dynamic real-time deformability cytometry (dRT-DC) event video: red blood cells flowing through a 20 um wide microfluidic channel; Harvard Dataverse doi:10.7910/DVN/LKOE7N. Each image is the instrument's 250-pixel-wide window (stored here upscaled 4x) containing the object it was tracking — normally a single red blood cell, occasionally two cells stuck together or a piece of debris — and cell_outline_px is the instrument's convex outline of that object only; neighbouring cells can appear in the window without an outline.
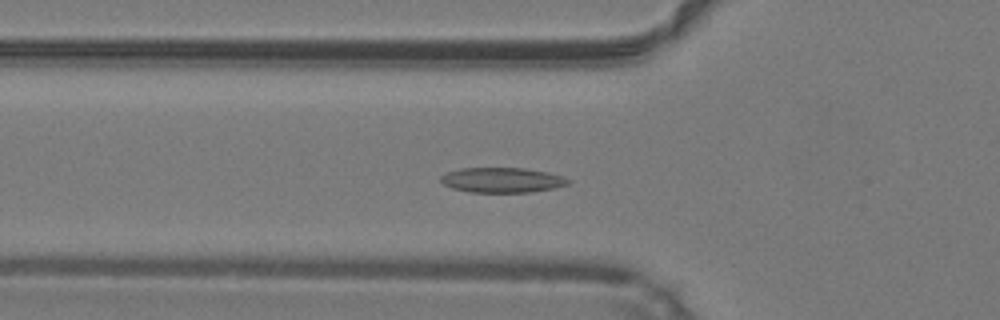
{"species": "common noctule bat (a hibernating species)", "species_latin": "Nyctalus noctula", "temperature_condition": "warm", "stored_images_in_passage": 45, "camera_frame_rate_fps": 3000, "um_per_image_px": 0.085, "animal": {"sex": "male", "body_mass_g": 19.2, "forearm_length_mm": 51.8}, "frame": {"image": 1, "passage_image": 13, "time_ms": 4.0, "image_size_px": [1000, 320], "cell_outline_px": [[572, 180], [568, 184], [556, 188], [532, 192], [468, 192], [452, 188], [444, 184], [440, 180], [440, 176], [448, 172], [460, 168], [524, 168], [548, 172]], "centroid_in_image_um": [42.69, 15.31], "position_along_channel_um": 83.1, "area_um2": 18.61}}
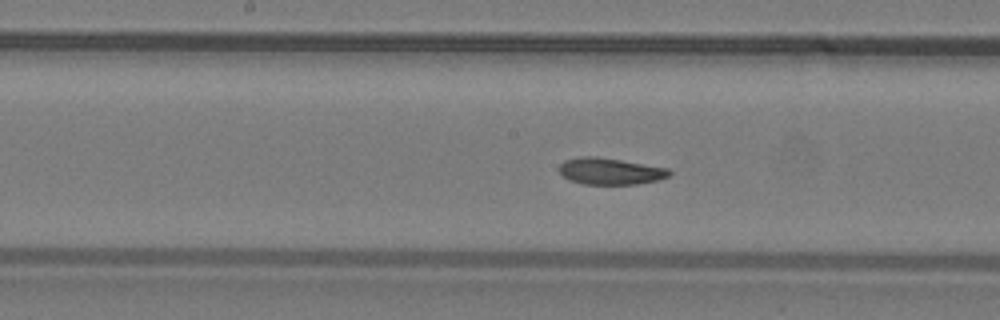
{"frame": {"image": 2, "passage_image": 21, "time_ms": 6.667, "image_size_px": [1000, 320], "cell_outline_px": [[672, 172], [668, 176], [660, 180], [636, 184], [584, 184], [568, 180], [560, 172], [560, 164], [564, 160], [580, 156], [596, 156], [668, 168]], "centroid_in_image_um": [51.86, 14.55], "position_along_channel_um": 196.3, "area_um2": 17.05}}
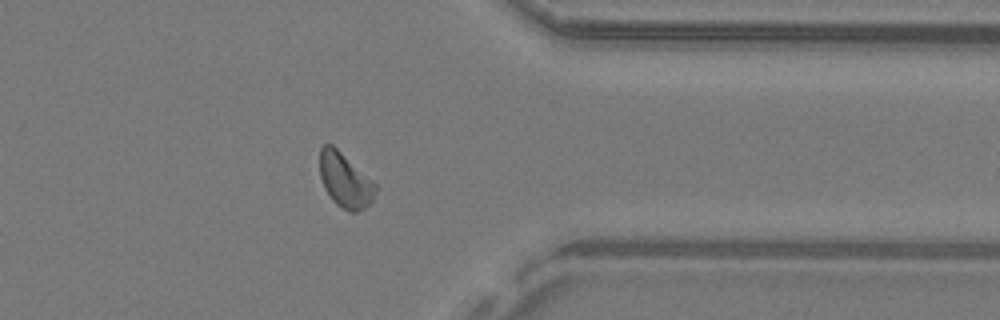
{"frame": {"image": 3, "passage_image": 35, "time_ms": 11.333, "image_size_px": [1000, 320], "cell_outline_px": [[376, 188], [372, 200], [364, 208], [356, 212], [348, 212], [336, 204], [332, 200], [324, 188], [320, 176], [320, 148], [324, 144], [332, 144], [372, 180], [376, 184]], "centroid_in_image_um": [29.31, 15.33], "position_along_channel_um": 382.1, "area_um2": 17.51}, "authors_computed_cell_mechanics": {"area_um2": 17.5134, "velocity_mm_per_s": 4.2103, "shape_relaxation_time_tau1_ms": 8.0372, "shape_relaxation_time_tau2_ms": 2.9658, "deformation_change_tau1": 0.1541, "deformation_change_tau2": 0.0902}}